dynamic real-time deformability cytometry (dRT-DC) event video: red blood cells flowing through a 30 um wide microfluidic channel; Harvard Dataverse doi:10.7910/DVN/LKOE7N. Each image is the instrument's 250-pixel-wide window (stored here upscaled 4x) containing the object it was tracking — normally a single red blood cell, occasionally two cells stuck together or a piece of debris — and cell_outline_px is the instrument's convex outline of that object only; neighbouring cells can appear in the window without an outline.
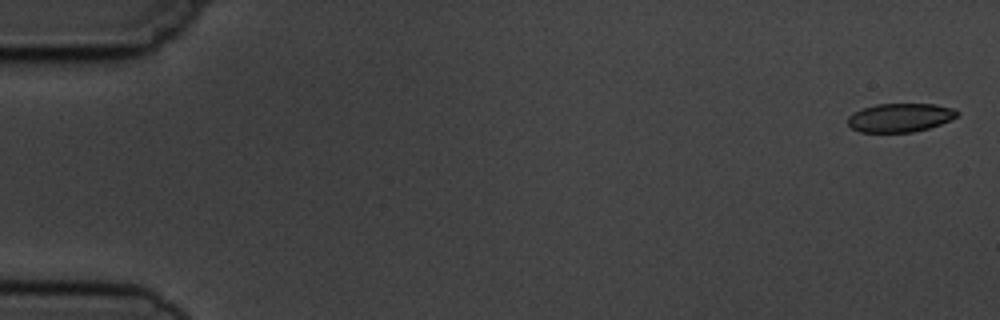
{"species": "common noctule bat (a hibernating species)", "species_latin": "Nyctalus noctula", "temperature_condition": "cold", "stored_images_in_passage": 4, "camera_frame_rate_fps": 3000, "um_per_image_px": 0.085, "animal": {"sex": "male", "body_mass_g": 19.5, "forearm_length_mm": 54.6}, "frame": {"image": 1, "passage_image": 1, "time_ms": 0.0, "image_size_px": [1000, 320], "cell_outline_px": [[960, 112], [956, 116], [940, 124], [928, 128], [912, 132], [860, 132], [852, 128], [848, 124], [848, 116], [864, 108], [876, 104], [936, 104], [952, 108]], "centroid_in_image_um": [76.5, 9.99], "position_along_channel_um": 8.5, "area_um2": 18.03}}